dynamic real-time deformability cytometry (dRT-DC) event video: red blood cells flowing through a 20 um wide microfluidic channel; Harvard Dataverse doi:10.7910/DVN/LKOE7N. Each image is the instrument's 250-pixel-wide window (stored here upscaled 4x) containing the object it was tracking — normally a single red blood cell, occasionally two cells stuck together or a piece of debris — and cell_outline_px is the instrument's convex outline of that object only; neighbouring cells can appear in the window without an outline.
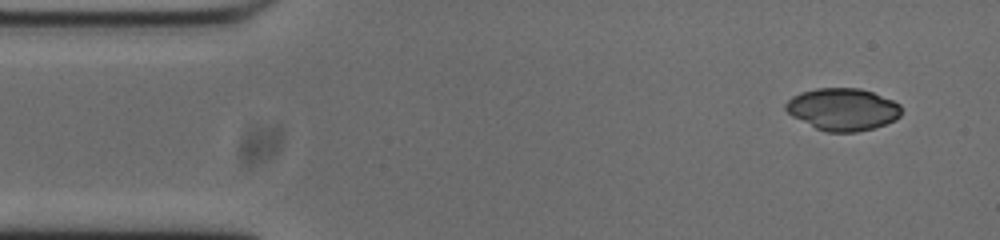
{"species": "common noctule bat (a hibernating species)", "species_latin": "Nyctalus noctula", "temperature_condition": "cold", "stored_images_in_passage": 50, "camera_frame_rate_fps": 3000, "um_per_image_px": 0.085, "animal": {"sex": "male", "body_mass_g": 20.0, "forearm_length_mm": 53.3}, "frame": {"image": 1, "passage_image": 1, "time_ms": 0.0, "image_size_px": [1000, 240], "cell_outline_px": [[900, 116], [884, 124], [872, 128], [856, 132], [824, 132], [792, 116], [784, 108], [784, 104], [792, 96], [800, 92], [816, 88], [860, 88], [872, 92], [892, 100], [900, 104]], "centroid_in_image_um": [71.59, 9.28], "position_along_channel_um": 13.4, "area_um2": 28.32}}
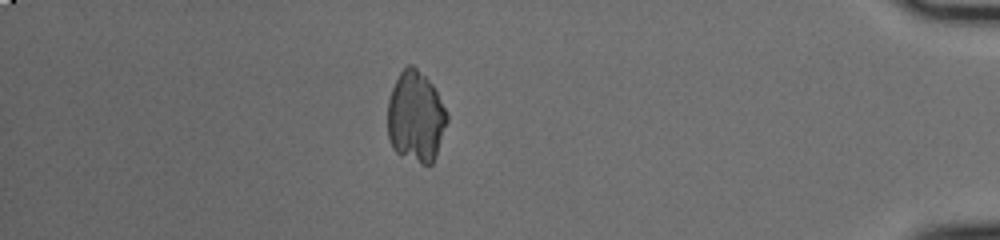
{"frame": {"image": 2, "passage_image": 43, "time_ms": 14.0, "image_size_px": [1000, 240], "cell_outline_px": [[448, 120], [436, 156], [432, 164], [428, 168], [400, 156], [392, 148], [388, 136], [388, 100], [392, 88], [400, 72], [408, 64], [412, 64], [432, 84], [448, 116]], "centroid_in_image_um": [35.33, 10.0], "position_along_channel_um": 399.9, "area_um2": 31.67}}